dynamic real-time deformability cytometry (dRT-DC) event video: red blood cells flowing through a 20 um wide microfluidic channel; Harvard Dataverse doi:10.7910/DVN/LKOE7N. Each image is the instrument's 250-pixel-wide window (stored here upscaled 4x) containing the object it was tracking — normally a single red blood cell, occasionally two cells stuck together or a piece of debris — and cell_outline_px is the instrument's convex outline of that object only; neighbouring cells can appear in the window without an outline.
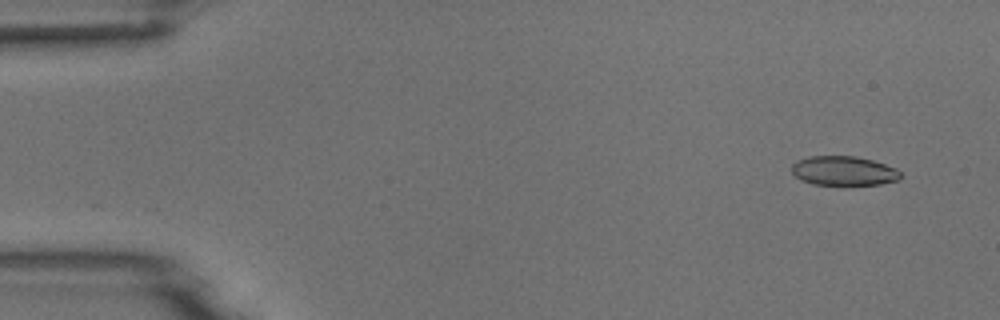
{"species": "common noctule bat (a hibernating species)", "species_latin": "Nyctalus noctula", "temperature_condition": "room temperature", "stored_images_in_passage": 4, "camera_frame_rate_fps": 3000, "um_per_image_px": 0.085, "animal": {"sex": "male", "body_mass_g": 18.8}, "frame": {"image": 1, "passage_image": 1, "time_ms": 0.0, "image_size_px": [1000, 320], "cell_outline_px": [[900, 180], [880, 184], [812, 184], [800, 180], [792, 172], [792, 164], [796, 160], [808, 156], [856, 156], [872, 160], [896, 168], [900, 172]], "centroid_in_image_um": [71.69, 14.51], "position_along_channel_um": 13.3, "area_um2": 18.55}}
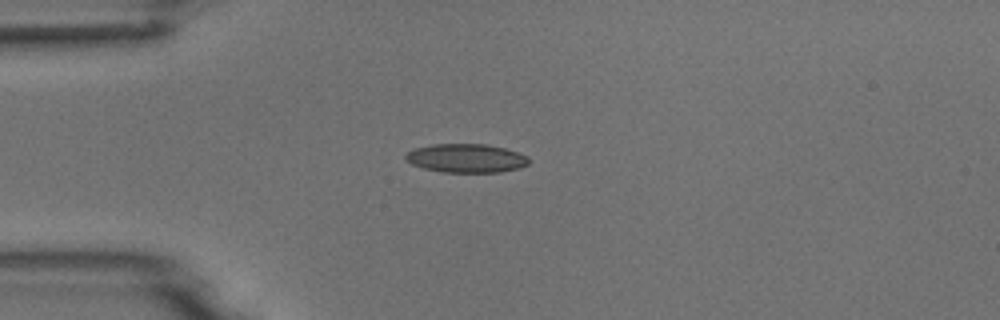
{"frame": {"image": 2, "passage_image": 4, "time_ms": 3.333, "image_size_px": [1000, 320], "cell_outline_px": [[528, 164], [520, 168], [500, 172], [440, 172], [424, 168], [412, 164], [404, 156], [412, 148], [432, 144], [488, 144], [504, 148], [528, 156]], "centroid_in_image_um": [39.62, 13.44], "position_along_channel_um": 45.4, "area_um2": 20.63}}